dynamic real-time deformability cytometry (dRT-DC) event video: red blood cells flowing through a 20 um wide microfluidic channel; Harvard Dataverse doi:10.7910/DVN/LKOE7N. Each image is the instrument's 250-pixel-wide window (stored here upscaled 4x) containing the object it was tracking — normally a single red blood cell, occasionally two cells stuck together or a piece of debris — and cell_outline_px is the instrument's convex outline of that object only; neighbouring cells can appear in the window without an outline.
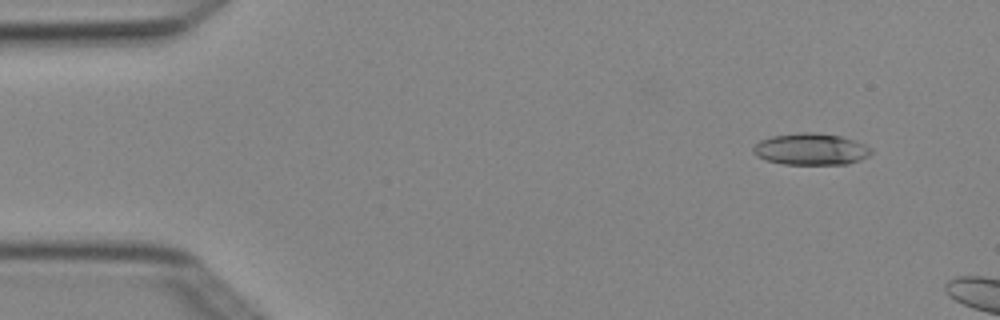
{"species": "Egyptian fruit bat (a non-hibernating species)", "species_latin": "Rousettus aegyptiacus", "temperature_condition": "cold", "stored_images_in_passage": 3, "camera_frame_rate_fps": 3000, "um_per_image_px": 0.085, "animal": {"sex": "female"}, "frame": {"image": 1, "passage_image": 1, "time_ms": 0.0, "image_size_px": [1000, 320], "cell_outline_px": [[872, 152], [868, 156], [860, 160], [848, 164], [784, 164], [764, 160], [756, 156], [752, 152], [752, 148], [760, 140], [772, 136], [800, 132], [816, 132], [840, 136], [864, 144], [872, 148]], "centroid_in_image_um": [68.9, 12.68], "position_along_channel_um": 16.1, "area_um2": 21.85}}